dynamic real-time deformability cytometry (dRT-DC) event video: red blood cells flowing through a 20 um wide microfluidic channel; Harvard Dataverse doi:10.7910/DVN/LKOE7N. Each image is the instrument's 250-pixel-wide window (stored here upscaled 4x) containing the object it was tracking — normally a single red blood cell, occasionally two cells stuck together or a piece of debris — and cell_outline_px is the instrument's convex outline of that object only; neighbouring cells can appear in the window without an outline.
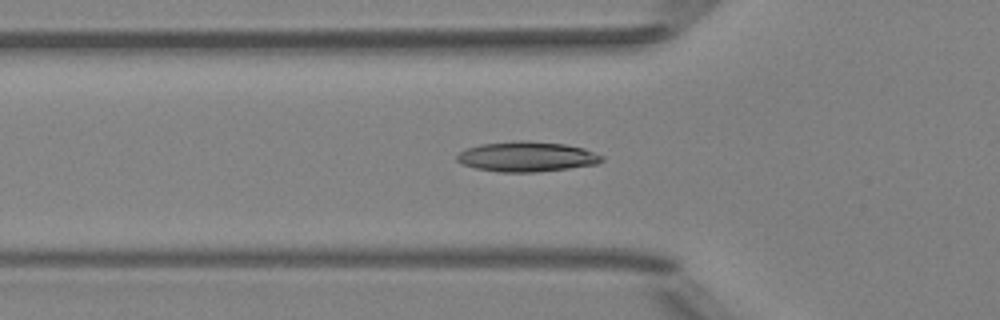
{"species": "Egyptian fruit bat (a non-hibernating species)", "species_latin": "Rousettus aegyptiacus", "temperature_condition": "room temperature", "stored_images_in_passage": 46, "camera_frame_rate_fps": 3000, "um_per_image_px": 0.085, "animal": {"sex": "female"}, "frame": {"image": 1, "passage_image": 18, "time_ms": 5.667, "image_size_px": [1000, 320], "cell_outline_px": [[604, 160], [596, 164], [568, 168], [536, 172], [500, 172], [476, 168], [464, 164], [456, 160], [456, 156], [464, 148], [480, 144], [516, 140], [528, 140], [564, 144], [584, 148], [604, 156]], "centroid_in_image_um": [44.77, 13.3], "position_along_channel_um": 81.0, "area_um2": 25.49}}
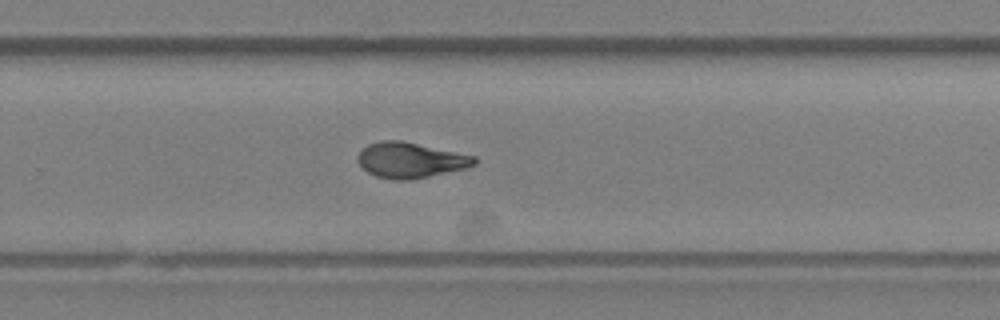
{"frame": {"image": 2, "passage_image": 34, "time_ms": 11.0, "image_size_px": [1000, 320], "cell_outline_px": [[476, 164], [468, 168], [408, 180], [392, 180], [376, 176], [368, 172], [356, 160], [356, 156], [368, 144], [380, 140], [400, 140], [476, 156]], "centroid_in_image_um": [34.88, 13.61], "position_along_channel_um": 294.9, "area_um2": 24.04}}
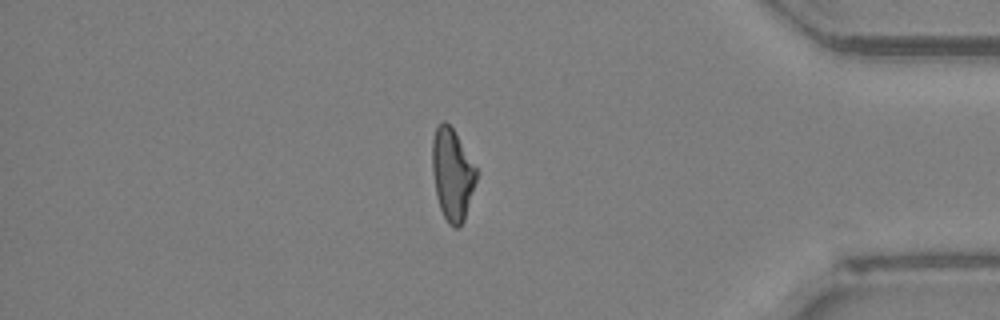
{"frame": {"image": 3, "passage_image": 44, "time_ms": 14.333, "image_size_px": [1000, 320], "cell_outline_px": [[476, 180], [464, 220], [456, 228], [448, 224], [440, 208], [436, 196], [432, 172], [432, 140], [436, 128], [444, 120], [452, 128], [476, 168]], "centroid_in_image_um": [38.41, 14.84], "position_along_channel_um": 396.8, "area_um2": 23.12}, "authors_computed_cell_mechanics": {"area_um2": 24.2471, "velocity_mm_per_s": 4.0211, "shape_relaxation_time_tau1_ms": null, "shape_relaxation_time_tau2_ms": 2.0459, "deformation_change_tau1": null, "deformation_change_tau2": 0.0844}}